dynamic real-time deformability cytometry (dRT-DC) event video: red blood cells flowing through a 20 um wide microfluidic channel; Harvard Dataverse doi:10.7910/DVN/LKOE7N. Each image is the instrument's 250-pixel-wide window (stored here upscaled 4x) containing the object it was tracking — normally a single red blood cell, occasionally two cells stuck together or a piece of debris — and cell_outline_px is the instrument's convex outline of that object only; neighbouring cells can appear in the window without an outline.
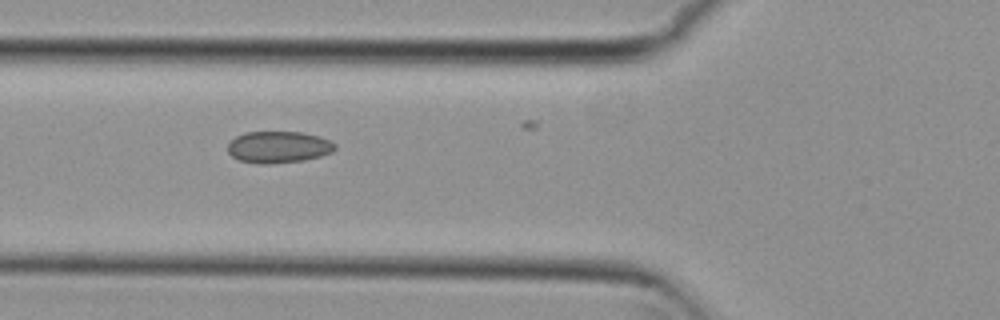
{"species": "common noctule bat (a hibernating species)", "species_latin": "Nyctalus noctula", "temperature_condition": "cold", "stored_images_in_passage": 5, "camera_frame_rate_fps": 3000, "um_per_image_px": 0.085, "animal": {"sex": "female", "body_mass_g": 29.2, "forearm_length_mm": 56.3}, "frame": {"image": 1, "passage_image": 4, "time_ms": 1.0, "image_size_px": [1000, 320], "cell_outline_px": [[336, 148], [332, 152], [320, 156], [304, 160], [272, 164], [256, 164], [240, 160], [232, 156], [228, 152], [228, 144], [236, 136], [244, 132], [304, 132], [320, 136], [336, 144]], "centroid_in_image_um": [23.67, 12.5], "position_along_channel_um": 102.1, "area_um2": 19.94}}
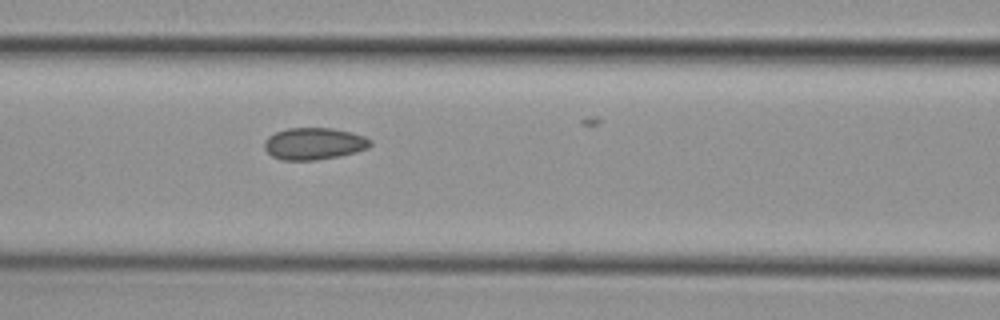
{"frame": {"image": 2, "passage_image": 5, "time_ms": 1.333, "image_size_px": [1000, 320], "cell_outline_px": [[372, 144], [368, 148], [356, 152], [340, 156], [316, 160], [280, 160], [272, 156], [264, 148], [264, 140], [268, 136], [276, 132], [288, 128], [332, 128], [352, 132], [364, 136], [372, 140]], "centroid_in_image_um": [26.7, 12.21], "position_along_channel_um": 139.9, "area_um2": 19.88}}